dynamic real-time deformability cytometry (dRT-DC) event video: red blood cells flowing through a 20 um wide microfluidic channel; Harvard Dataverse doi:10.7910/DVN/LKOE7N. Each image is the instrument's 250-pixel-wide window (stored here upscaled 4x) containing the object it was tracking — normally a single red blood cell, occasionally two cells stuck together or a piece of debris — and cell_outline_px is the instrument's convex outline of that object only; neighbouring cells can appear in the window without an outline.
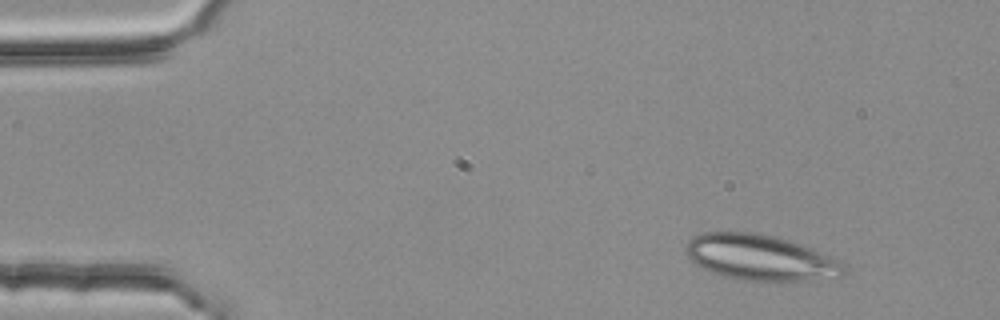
{"species": "common noctule bat (a hibernating species)", "species_latin": "Nyctalus noctula", "temperature_condition": "room temperature", "stored_images_in_passage": 4, "camera_frame_rate_fps": 3000, "um_per_image_px": 0.085, "animal": {"sex": "female", "body_mass_g": 25.1}, "frame": {"image": 1, "passage_image": 1, "time_ms": 0.0, "image_size_px": [1000, 320], "cell_outline_px": [[844, 272], [840, 276], [804, 280], [740, 280], [724, 276], [700, 268], [688, 256], [684, 248], [688, 240], [692, 236], [704, 232], [756, 232], [776, 236], [800, 244], [828, 256], [844, 264]], "centroid_in_image_um": [64.53, 21.87], "position_along_channel_um": 20.5, "area_um2": 41.56}}